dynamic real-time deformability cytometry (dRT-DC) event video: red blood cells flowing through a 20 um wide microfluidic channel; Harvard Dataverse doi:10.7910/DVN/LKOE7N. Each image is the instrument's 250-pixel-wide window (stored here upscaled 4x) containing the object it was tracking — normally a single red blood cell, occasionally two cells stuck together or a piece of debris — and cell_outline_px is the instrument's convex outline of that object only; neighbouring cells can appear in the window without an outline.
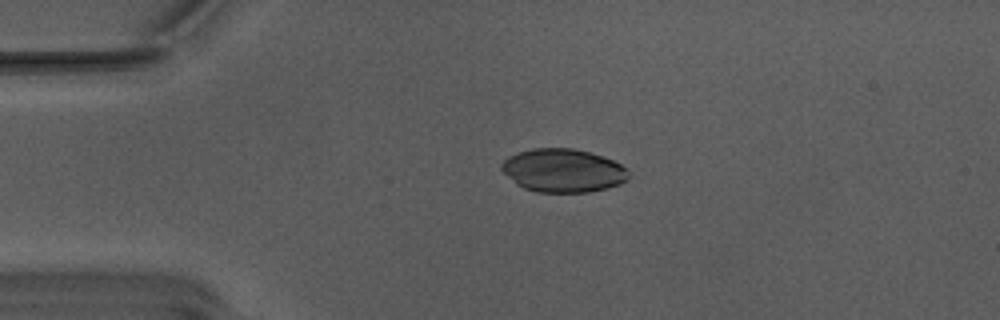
{"species": "Egyptian fruit bat (a non-hibernating species)", "species_latin": "Rousettus aegyptiacus", "temperature_condition": "warm", "stored_images_in_passage": 43, "camera_frame_rate_fps": 3000, "um_per_image_px": 0.085, "animal": {"sex": "male"}, "frame": {"image": 1, "passage_image": 1, "time_ms": 0.0, "image_size_px": [1000, 320], "cell_outline_px": [[628, 180], [620, 184], [608, 188], [588, 192], [536, 192], [524, 188], [516, 184], [500, 168], [500, 164], [508, 156], [532, 148], [572, 148], [588, 152], [612, 160], [628, 168]], "centroid_in_image_um": [47.86, 14.5], "position_along_channel_um": 37.1, "area_um2": 32.08}}
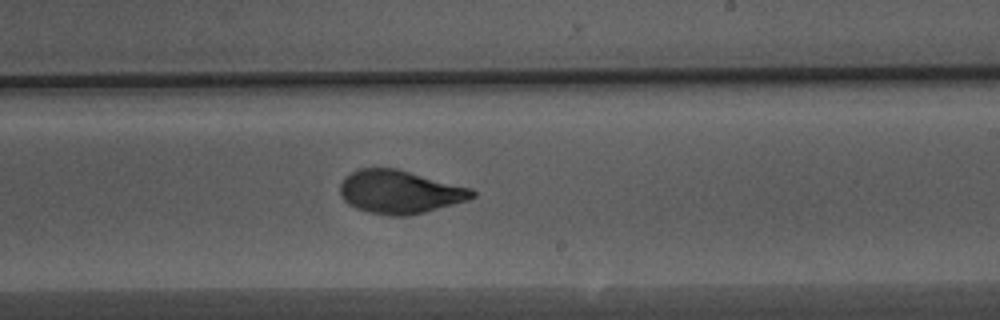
{"frame": {"image": 2, "passage_image": 21, "time_ms": 6.667, "image_size_px": [1000, 320], "cell_outline_px": [[476, 196], [468, 200], [424, 212], [408, 216], [388, 216], [368, 212], [356, 208], [348, 204], [340, 196], [340, 184], [344, 176], [360, 168], [396, 168], [472, 188], [476, 192]], "centroid_in_image_um": [33.96, 16.31], "position_along_channel_um": 255.0, "area_um2": 33.47}}
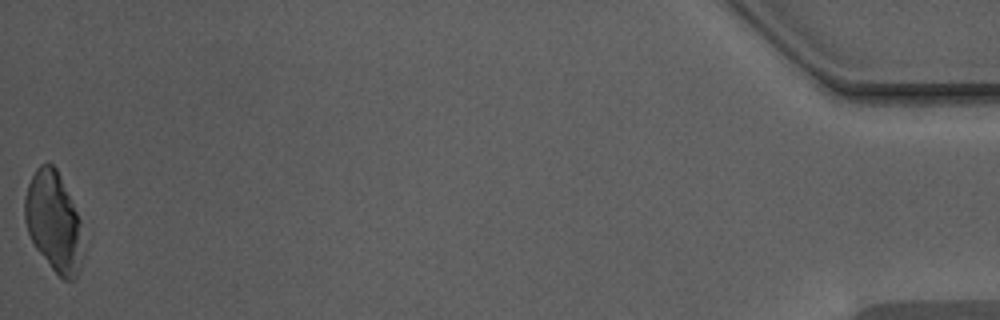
{"frame": {"image": 3, "passage_image": 43, "time_ms": 14.0, "image_size_px": [1000, 320], "cell_outline_px": [[84, 256], [80, 268], [76, 276], [72, 280], [64, 280], [52, 268], [36, 248], [28, 232], [24, 220], [24, 200], [28, 184], [36, 168], [40, 164], [52, 164], [56, 168], [60, 176], [80, 220], [84, 252]], "centroid_in_image_um": [4.57, 18.87], "position_along_channel_um": 430.6, "area_um2": 33.7}}